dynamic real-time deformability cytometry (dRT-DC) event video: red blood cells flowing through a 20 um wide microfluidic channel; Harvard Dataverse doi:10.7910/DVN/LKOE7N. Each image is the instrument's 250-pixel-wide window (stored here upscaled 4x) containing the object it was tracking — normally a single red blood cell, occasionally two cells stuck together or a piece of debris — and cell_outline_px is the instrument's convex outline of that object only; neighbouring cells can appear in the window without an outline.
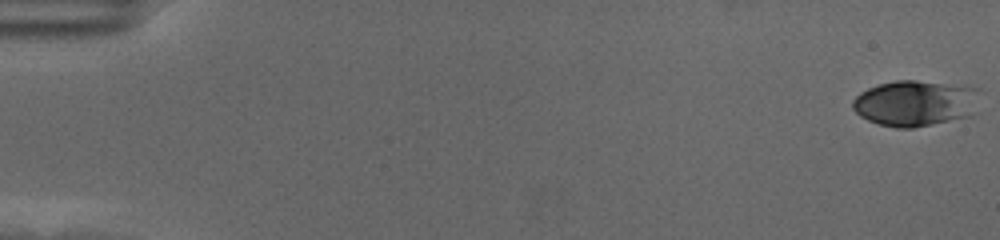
{"species": "human", "species_latin": "Homo sapiens", "temperature_condition": "cold", "stored_images_in_passage": 59, "camera_frame_rate_fps": 3000, "um_per_image_px": 0.085, "donor": {"sex": "female"}, "frame": {"image": 1, "passage_image": 1, "time_ms": 0.0, "image_size_px": [1000, 240], "cell_outline_px": [[980, 88], [976, 112], [972, 116], [912, 128], [896, 128], [880, 124], [868, 120], [860, 116], [852, 108], [852, 100], [860, 92], [868, 88], [880, 84], [896, 80], [916, 80], [968, 84]], "centroid_in_image_um": [77.88, 8.75], "position_along_channel_um": 7.1, "area_um2": 34.8}}
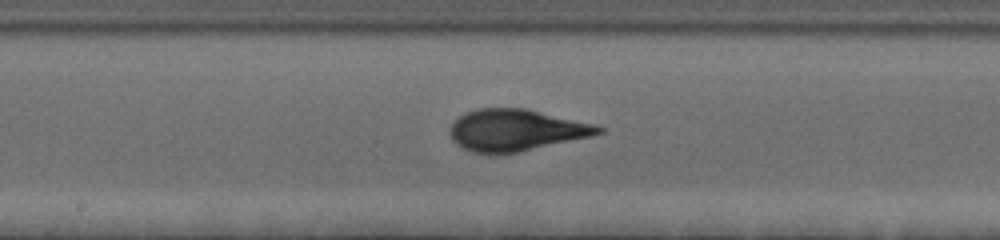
{"frame": {"image": 2, "passage_image": 32, "time_ms": 10.333, "image_size_px": [1000, 240], "cell_outline_px": [[604, 132], [592, 136], [520, 152], [492, 156], [488, 156], [472, 152], [460, 148], [452, 140], [448, 128], [464, 112], [480, 108], [528, 108], [596, 124], [604, 128]], "centroid_in_image_um": [43.84, 11.08], "position_along_channel_um": 204.4, "area_um2": 36.88}}
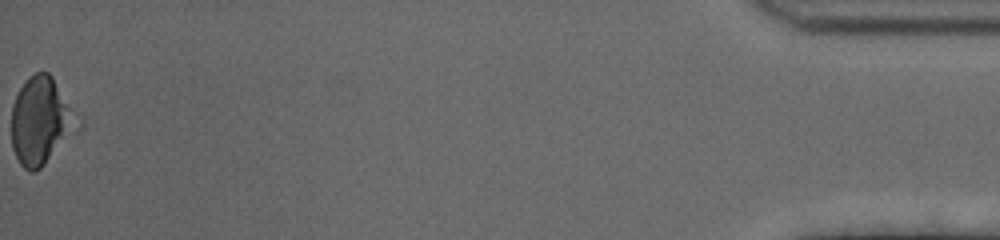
{"frame": {"image": 3, "passage_image": 59, "time_ms": 19.333, "image_size_px": [1000, 240], "cell_outline_px": [[68, 128], [44, 164], [40, 168], [32, 172], [28, 172], [20, 164], [12, 148], [12, 104], [20, 88], [28, 76], [36, 72], [48, 72], [52, 76], [68, 108]], "centroid_in_image_um": [3.22, 10.24], "position_along_channel_um": 432.0, "area_um2": 30.06}, "authors_computed_cell_mechanics": {"area_um2": 34.7378, "velocity_mm_per_s": 3.5235, "shape_relaxation_time_tau1_ms": 4.265, "shape_relaxation_time_tau2_ms": null, "deformation_change_tau1": 0.1651, "deformation_change_tau2": null}}